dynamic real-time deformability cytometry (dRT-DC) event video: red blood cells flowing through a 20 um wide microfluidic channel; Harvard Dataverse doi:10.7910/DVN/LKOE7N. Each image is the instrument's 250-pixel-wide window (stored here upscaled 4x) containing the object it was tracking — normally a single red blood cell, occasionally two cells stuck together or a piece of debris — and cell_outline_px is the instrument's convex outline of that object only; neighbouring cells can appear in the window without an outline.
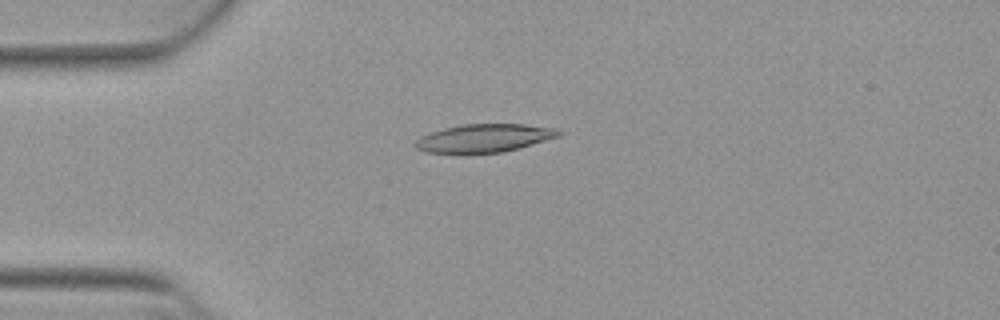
{"species": "Egyptian fruit bat (a non-hibernating species)", "species_latin": "Rousettus aegyptiacus", "temperature_condition": "warm", "stored_images_in_passage": 32, "camera_frame_rate_fps": 3000, "um_per_image_px": 0.085, "animal": {"sex": "female"}, "frame": {"image": 1, "passage_image": 2, "time_ms": 0.333, "image_size_px": [1000, 320], "cell_outline_px": [[564, 132], [560, 136], [520, 148], [504, 152], [464, 156], [460, 156], [424, 152], [416, 148], [412, 144], [420, 136], [444, 128], [464, 124], [524, 124], [556, 128]], "centroid_in_image_um": [41.1, 11.79], "position_along_channel_um": 43.9, "area_um2": 24.62}}
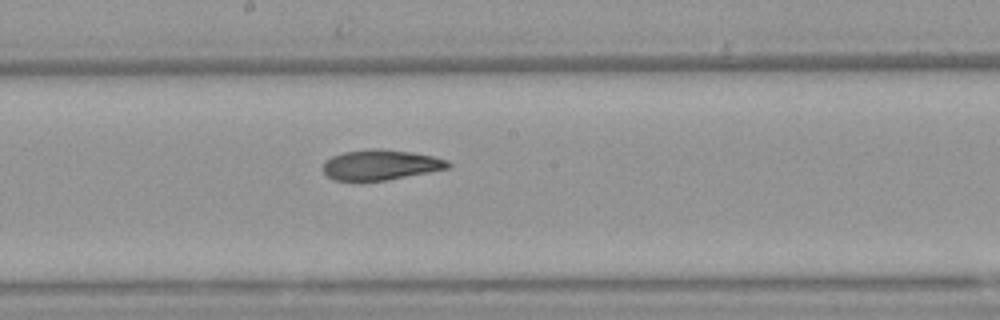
{"frame": {"image": 2, "passage_image": 17, "time_ms": 5.333, "image_size_px": [1000, 320], "cell_outline_px": [[452, 164], [448, 168], [388, 180], [332, 180], [324, 172], [324, 164], [332, 156], [344, 152], [368, 148], [380, 148], [412, 152], [432, 156], [448, 160]], "centroid_in_image_um": [32.37, 14.0], "position_along_channel_um": 215.8, "area_um2": 21.91}}
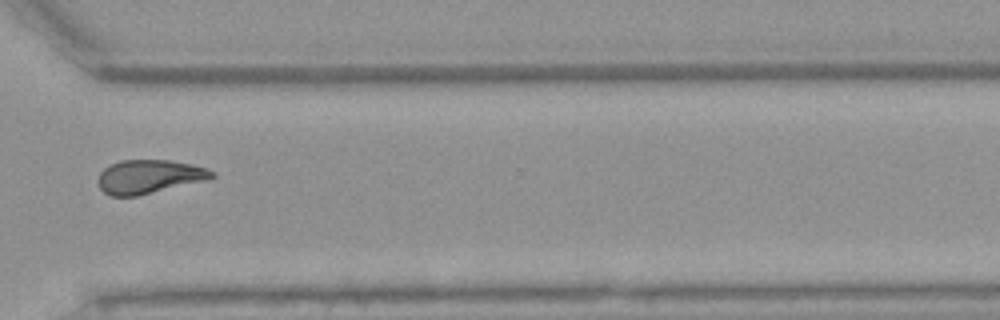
{"frame": {"image": 3, "passage_image": 28, "time_ms": 9.0, "image_size_px": [1000, 320], "cell_outline_px": [[216, 176], [208, 180], [136, 196], [112, 196], [104, 192], [100, 188], [96, 180], [100, 172], [104, 168], [120, 160], [172, 160], [192, 164], [208, 168]], "centroid_in_image_um": [12.68, 15.01], "position_along_channel_um": 357.9, "area_um2": 22.48}, "authors_computed_cell_mechanics": {"area_um2": 22.5998, "velocity_mm_per_s": 3.8686, "shape_relaxation_time_tau1_ms": 7.574, "shape_relaxation_time_tau2_ms": 3.1225, "deformation_change_tau1": 0.2093, "deformation_change_tau2": 0.0851}}